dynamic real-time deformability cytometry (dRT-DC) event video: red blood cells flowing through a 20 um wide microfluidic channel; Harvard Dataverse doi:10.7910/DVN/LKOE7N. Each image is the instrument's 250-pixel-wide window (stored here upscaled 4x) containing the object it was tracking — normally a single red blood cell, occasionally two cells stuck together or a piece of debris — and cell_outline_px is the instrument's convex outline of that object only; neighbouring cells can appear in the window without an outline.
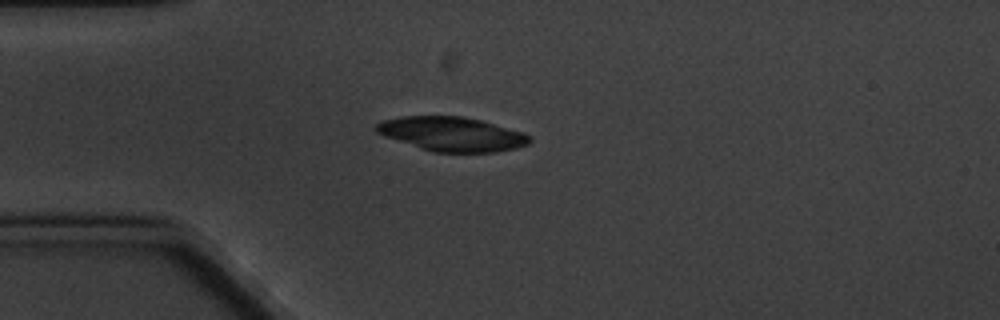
{"species": "common noctule bat (a hibernating species)", "species_latin": "Nyctalus noctula", "temperature_condition": "cold", "stored_images_in_passage": 2, "camera_frame_rate_fps": 3000, "um_per_image_px": 0.085, "animal": {"sex": "male", "body_mass_g": 20.1, "forearm_length_mm": 53.5}, "frame": {"image": 1, "passage_image": 2, "time_ms": 1.0, "image_size_px": [1000, 320], "cell_outline_px": [[532, 140], [528, 144], [516, 148], [496, 152], [432, 152], [384, 136], [376, 132], [376, 124], [380, 120], [400, 116], [460, 116], [480, 120], [524, 132], [532, 136]], "centroid_in_image_um": [38.41, 11.39], "position_along_channel_um": 46.6, "area_um2": 30.69}}